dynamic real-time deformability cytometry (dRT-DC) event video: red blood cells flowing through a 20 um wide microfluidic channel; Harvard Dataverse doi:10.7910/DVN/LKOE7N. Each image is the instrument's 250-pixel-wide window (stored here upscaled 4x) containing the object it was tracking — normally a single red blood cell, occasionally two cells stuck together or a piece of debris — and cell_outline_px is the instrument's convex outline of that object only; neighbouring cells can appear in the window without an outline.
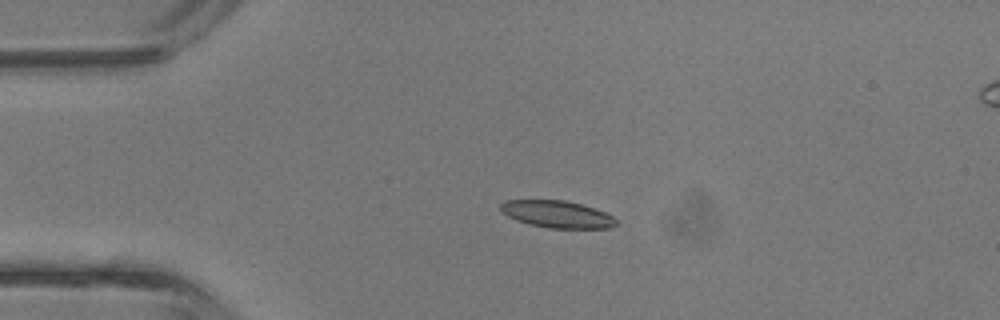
{"species": "common noctule bat (a hibernating species)", "species_latin": "Nyctalus noctula", "temperature_condition": "room temperature", "stored_images_in_passage": 38, "camera_frame_rate_fps": 3000, "um_per_image_px": 0.085, "animal": {"sex": "male", "body_mass_g": 13.3}, "frame": {"image": 1, "passage_image": 5, "time_ms": 1.333, "image_size_px": [1000, 320], "cell_outline_px": [[616, 224], [608, 228], [548, 228], [528, 224], [516, 220], [500, 212], [500, 204], [504, 200], [564, 200], [580, 204], [604, 212], [612, 216], [616, 220]], "centroid_in_image_um": [47.29, 18.21], "position_along_channel_um": 37.7, "area_um2": 18.15}}
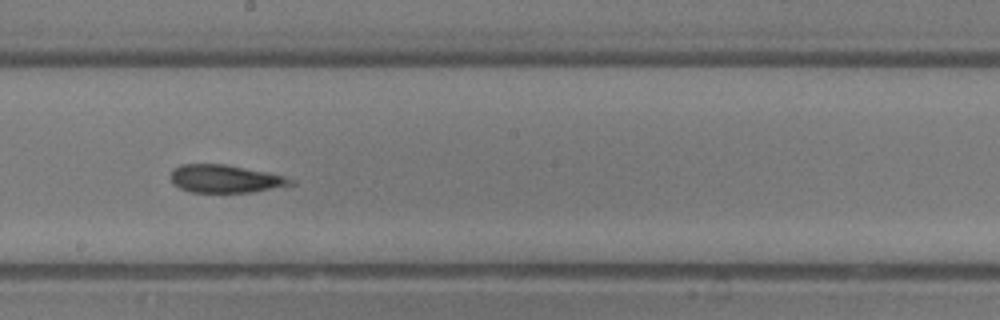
{"frame": {"image": 2, "passage_image": 19, "time_ms": 6.0, "image_size_px": [1000, 320], "cell_outline_px": [[296, 184], [288, 188], [252, 192], [192, 192], [180, 188], [172, 184], [168, 176], [172, 168], [180, 164], [224, 164], [268, 172], [284, 176], [296, 180]], "centroid_in_image_um": [19.2, 15.21], "position_along_channel_um": 229.0, "area_um2": 20.17}}
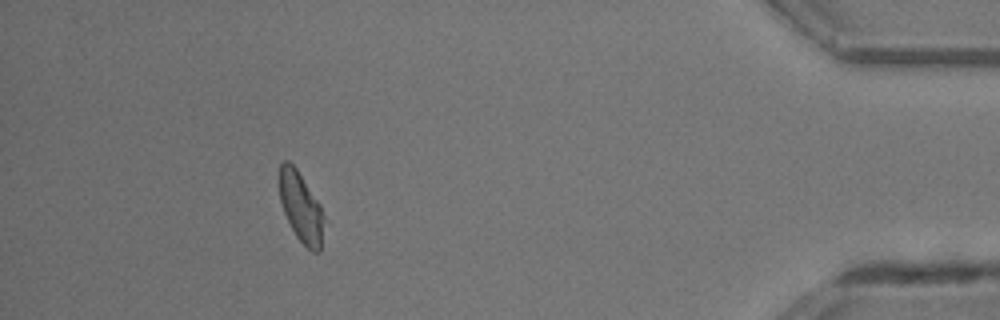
{"frame": {"image": 3, "passage_image": 34, "time_ms": 11.0, "image_size_px": [1000, 320], "cell_outline_px": [[324, 216], [320, 252], [312, 252], [296, 236], [284, 212], [280, 200], [276, 176], [280, 164], [284, 160], [288, 160], [296, 168], [320, 204]], "centroid_in_image_um": [25.53, 17.54], "position_along_channel_um": 409.7, "area_um2": 18.32}, "authors_computed_cell_mechanics": {"area_um2": 19.4208, "velocity_mm_per_s": 4.7918, "shape_relaxation_time_tau1_ms": null, "shape_relaxation_time_tau2_ms": 1.6705, "deformation_change_tau1": null, "deformation_change_tau2": 0.1182}}